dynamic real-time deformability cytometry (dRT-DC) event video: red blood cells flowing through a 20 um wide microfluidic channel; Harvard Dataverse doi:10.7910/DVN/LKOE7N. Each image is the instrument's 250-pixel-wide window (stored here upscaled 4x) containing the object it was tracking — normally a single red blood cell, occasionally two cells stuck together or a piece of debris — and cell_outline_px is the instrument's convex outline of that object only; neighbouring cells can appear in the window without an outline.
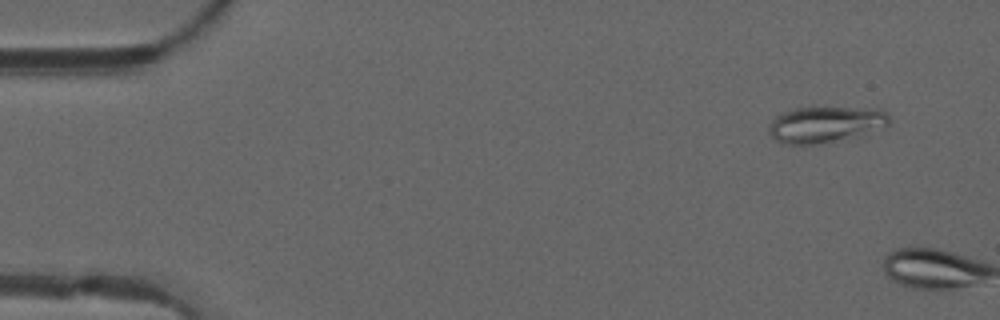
{"species": "common noctule bat (a hibernating species)", "species_latin": "Nyctalus noctula", "temperature_condition": "warm", "stored_images_in_passage": 6, "camera_frame_rate_fps": 3000, "um_per_image_px": 0.085, "animal": {"sex": "male", "forearm_length_mm": 52.5}, "frame": {"image": 1, "passage_image": 4, "time_ms": 1.0, "image_size_px": [1000, 320], "cell_outline_px": [[888, 124], [868, 136], [820, 144], [780, 144], [768, 132], [768, 128], [772, 120], [776, 116], [792, 108], [876, 108], [884, 112], [888, 116]], "centroid_in_image_um": [70.18, 10.61], "position_along_channel_um": 14.8, "area_um2": 25.78}}